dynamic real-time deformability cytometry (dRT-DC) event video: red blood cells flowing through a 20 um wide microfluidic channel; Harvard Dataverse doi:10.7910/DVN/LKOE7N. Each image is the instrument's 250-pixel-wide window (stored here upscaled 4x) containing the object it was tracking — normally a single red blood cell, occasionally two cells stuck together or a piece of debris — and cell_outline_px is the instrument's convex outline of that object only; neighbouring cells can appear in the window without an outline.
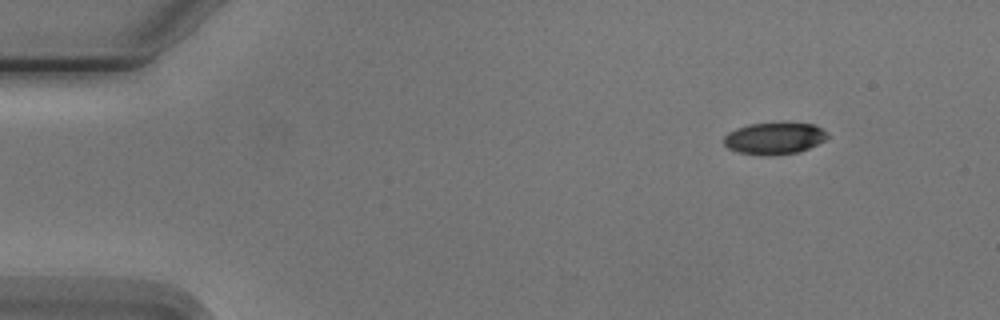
{"species": "Egyptian fruit bat (a non-hibernating species)", "species_latin": "Rousettus aegyptiacus", "temperature_condition": "cold", "stored_images_in_passage": 5, "camera_frame_rate_fps": 3000, "um_per_image_px": 0.085, "animal": {"sex": "male"}, "frame": {"image": 1, "passage_image": 1, "time_ms": 0.0, "image_size_px": [1000, 320], "cell_outline_px": [[828, 136], [824, 140], [800, 152], [772, 156], [764, 156], [736, 152], [728, 148], [724, 144], [724, 136], [728, 132], [736, 128], [748, 124], [812, 124], [828, 132]], "centroid_in_image_um": [65.77, 11.79], "position_along_channel_um": 19.2, "area_um2": 19.07}}
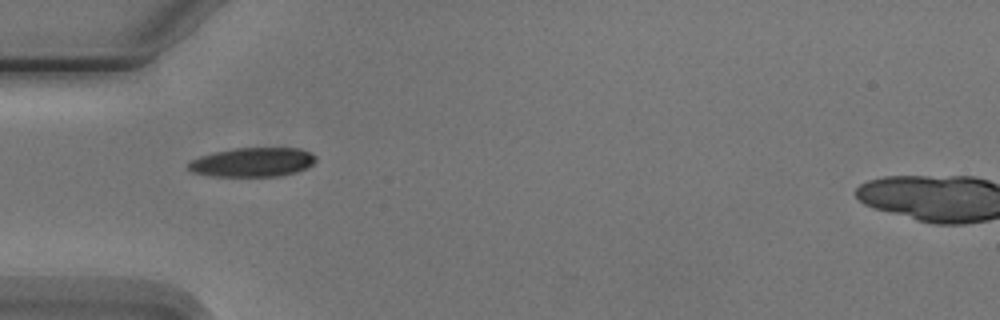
{"frame": {"image": 2, "passage_image": 4, "time_ms": 3.667, "image_size_px": [1000, 320], "cell_outline_px": [[316, 160], [308, 168], [296, 172], [280, 176], [212, 176], [192, 172], [188, 168], [188, 164], [192, 160], [200, 156], [216, 152], [236, 148], [300, 148], [312, 152], [316, 156]], "centroid_in_image_um": [21.52, 13.78], "position_along_channel_um": 63.5, "area_um2": 21.68}}
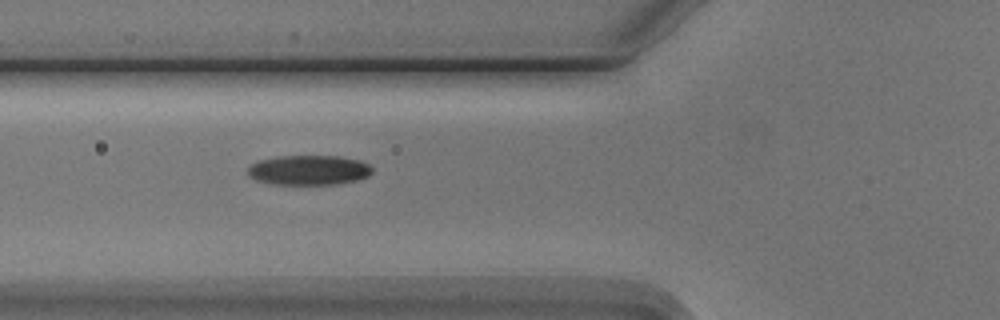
{"frame": {"image": 3, "passage_image": 5, "time_ms": 4.667, "image_size_px": [1000, 320], "cell_outline_px": [[372, 172], [368, 176], [356, 180], [336, 184], [272, 184], [256, 180], [248, 176], [248, 168], [252, 164], [260, 160], [280, 156], [340, 156], [360, 160], [368, 164], [372, 168]], "centroid_in_image_um": [26.25, 14.46], "position_along_channel_um": 99.5, "area_um2": 21.56}}